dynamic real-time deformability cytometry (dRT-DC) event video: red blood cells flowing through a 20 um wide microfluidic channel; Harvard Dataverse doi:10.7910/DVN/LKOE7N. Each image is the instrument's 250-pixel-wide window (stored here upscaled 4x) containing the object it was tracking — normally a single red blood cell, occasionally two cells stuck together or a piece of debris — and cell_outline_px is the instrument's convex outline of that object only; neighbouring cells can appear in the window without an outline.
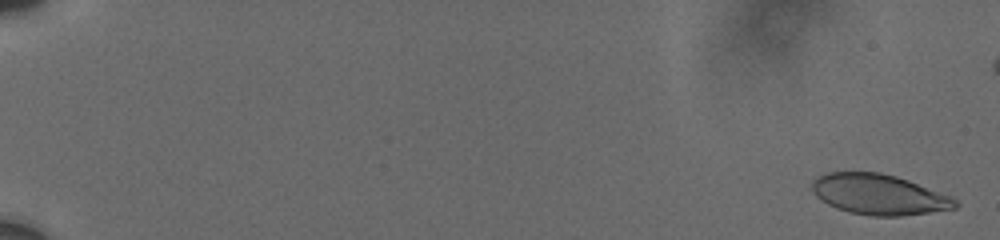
{"species": "human", "species_latin": "Homo sapiens", "temperature_condition": "cold", "stored_images_in_passage": 11, "camera_frame_rate_fps": 3000, "um_per_image_px": 0.085, "donor": {"sex": "male"}, "frame": {"image": 1, "passage_image": 1, "time_ms": 0.0, "image_size_px": [1000, 240], "cell_outline_px": [[960, 204], [956, 208], [900, 216], [872, 216], [848, 212], [836, 208], [828, 204], [816, 196], [812, 188], [812, 180], [816, 176], [828, 172], [880, 172], [896, 176], [908, 180], [952, 196]], "centroid_in_image_um": [74.7, 16.52], "position_along_channel_um": 10.3, "area_um2": 33.81}}
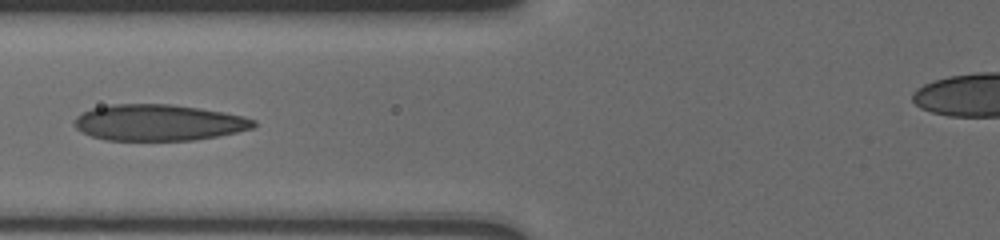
{"frame": {"image": 2, "passage_image": 10, "time_ms": 8.333, "image_size_px": [1000, 240], "cell_outline_px": [[256, 124], [252, 128], [220, 136], [196, 140], [108, 140], [92, 136], [76, 128], [76, 116], [92, 108], [112, 104], [172, 104], [224, 112], [244, 116], [256, 120]], "centroid_in_image_um": [13.53, 10.42], "position_along_channel_um": 112.3, "area_um2": 37.69}}